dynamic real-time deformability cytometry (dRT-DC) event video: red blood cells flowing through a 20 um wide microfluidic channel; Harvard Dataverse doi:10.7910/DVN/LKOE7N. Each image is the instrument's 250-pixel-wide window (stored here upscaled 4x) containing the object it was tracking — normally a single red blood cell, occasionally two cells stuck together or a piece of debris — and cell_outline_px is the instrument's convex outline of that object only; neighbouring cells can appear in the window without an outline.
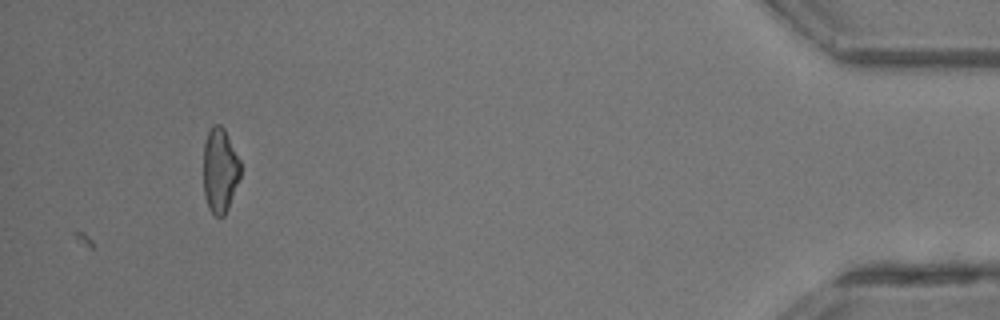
{"species": "common noctule bat (a hibernating species)", "species_latin": "Nyctalus noctula", "temperature_condition": "room temperature", "stored_images_in_passage": 32, "camera_frame_rate_fps": 3000, "um_per_image_px": 0.085, "animal": {"sex": "male", "body_mass_g": 13.3}, "frame": {"image": 1, "passage_image": 32, "time_ms": 10.333, "image_size_px": [1000, 320], "cell_outline_px": [[240, 176], [228, 208], [224, 216], [216, 216], [208, 208], [204, 196], [204, 140], [212, 124], [220, 124], [224, 128], [240, 160]], "centroid_in_image_um": [18.68, 14.46], "position_along_channel_um": 416.5, "area_um2": 18.26}}